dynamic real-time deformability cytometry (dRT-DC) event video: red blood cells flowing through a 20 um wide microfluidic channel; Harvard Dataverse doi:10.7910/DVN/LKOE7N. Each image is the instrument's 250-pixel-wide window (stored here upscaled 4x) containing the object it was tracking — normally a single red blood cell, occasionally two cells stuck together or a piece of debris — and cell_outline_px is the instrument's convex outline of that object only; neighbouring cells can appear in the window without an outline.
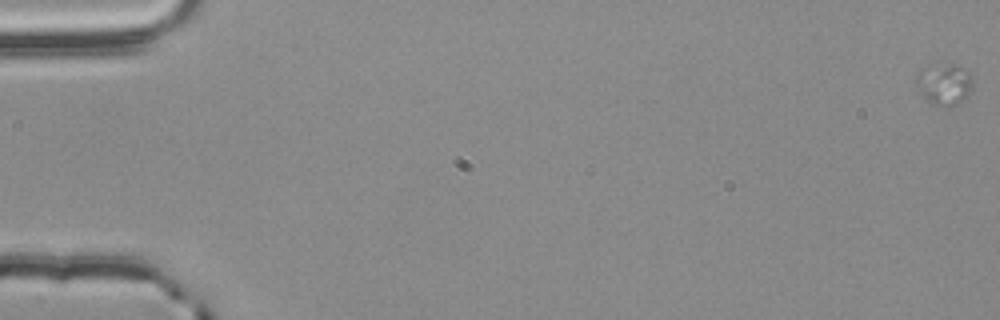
{"species": "common noctule bat (a hibernating species)", "species_latin": "Nyctalus noctula", "temperature_condition": "room temperature", "stored_images_in_passage": 18, "camera_frame_rate_fps": 3000, "um_per_image_px": 0.085, "animal": {"sex": "male", "body_mass_g": 20.4}, "frame": {"image": 1, "passage_image": 1, "time_ms": 0.0, "image_size_px": [1000, 320], "cell_outline_px": [[972, 88], [956, 104], [936, 104], [928, 100], [924, 96], [916, 84], [916, 68], [952, 64], [960, 64], [968, 72], [972, 84]], "centroid_in_image_um": [80.22, 7.07], "position_along_channel_um": 4.8, "area_um2": 13.01}}